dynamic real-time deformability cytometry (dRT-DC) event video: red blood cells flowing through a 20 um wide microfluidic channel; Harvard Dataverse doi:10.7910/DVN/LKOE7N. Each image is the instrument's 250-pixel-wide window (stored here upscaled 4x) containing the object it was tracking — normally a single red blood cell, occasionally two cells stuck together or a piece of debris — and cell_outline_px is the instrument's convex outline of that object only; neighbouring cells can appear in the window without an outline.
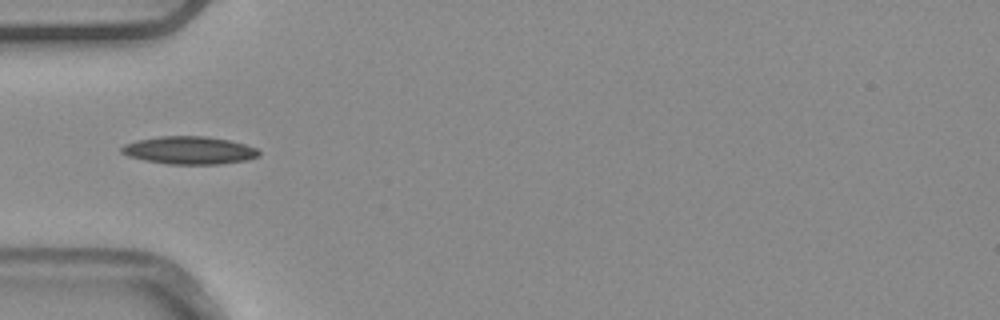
{"species": "common noctule bat (a hibernating species)", "species_latin": "Nyctalus noctula", "temperature_condition": "warm", "stored_images_in_passage": 1, "camera_frame_rate_fps": 3000, "um_per_image_px": 0.085, "animal": {"sex": "male", "body_mass_g": 20.4}, "frame": {"image": 1, "passage_image": 1, "time_ms": 0.0, "image_size_px": [1000, 320], "cell_outline_px": [[260, 156], [244, 160], [220, 164], [168, 164], [144, 160], [128, 156], [120, 152], [120, 148], [124, 144], [136, 140], [160, 136], [204, 136], [228, 140], [244, 144], [256, 148], [260, 152]], "centroid_in_image_um": [16.05, 12.77], "position_along_channel_um": 68.9, "area_um2": 22.2}}